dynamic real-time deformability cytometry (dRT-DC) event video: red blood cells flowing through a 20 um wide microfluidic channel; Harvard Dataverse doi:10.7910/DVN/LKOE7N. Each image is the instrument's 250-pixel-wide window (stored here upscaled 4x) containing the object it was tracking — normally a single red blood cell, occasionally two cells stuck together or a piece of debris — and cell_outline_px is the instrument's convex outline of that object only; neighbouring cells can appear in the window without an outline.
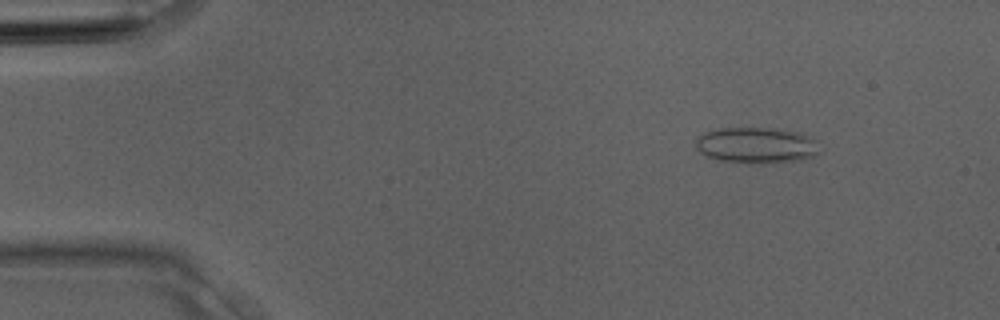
{"species": "Egyptian fruit bat (a non-hibernating species)", "species_latin": "Rousettus aegyptiacus", "temperature_condition": "room temperature", "stored_images_in_passage": 4, "camera_frame_rate_fps": 3000, "um_per_image_px": 0.085, "animal": {"sex": "male"}, "frame": {"image": 1, "passage_image": 4, "time_ms": 1.0, "image_size_px": [1000, 320], "cell_outline_px": [[816, 152], [812, 156], [800, 160], [716, 160], [704, 156], [696, 148], [696, 140], [704, 132], [720, 128], [768, 128], [800, 132], [808, 136], [812, 140]], "centroid_in_image_um": [64.17, 12.29], "position_along_channel_um": 20.8, "area_um2": 24.45}}